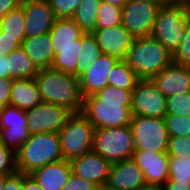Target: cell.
Masks as SVG:
<instances>
[{"label": "cell", "instance_id": "obj_1", "mask_svg": "<svg viewBox=\"0 0 190 190\" xmlns=\"http://www.w3.org/2000/svg\"><path fill=\"white\" fill-rule=\"evenodd\" d=\"M132 91L106 86L84 98L81 113L95 129L130 125Z\"/></svg>", "mask_w": 190, "mask_h": 190}, {"label": "cell", "instance_id": "obj_2", "mask_svg": "<svg viewBox=\"0 0 190 190\" xmlns=\"http://www.w3.org/2000/svg\"><path fill=\"white\" fill-rule=\"evenodd\" d=\"M34 79L42 102L62 106L71 113L82 112L84 97L79 76L50 67L39 70Z\"/></svg>", "mask_w": 190, "mask_h": 190}, {"label": "cell", "instance_id": "obj_3", "mask_svg": "<svg viewBox=\"0 0 190 190\" xmlns=\"http://www.w3.org/2000/svg\"><path fill=\"white\" fill-rule=\"evenodd\" d=\"M189 23L190 7L177 0H166L157 12L151 36L173 55Z\"/></svg>", "mask_w": 190, "mask_h": 190}, {"label": "cell", "instance_id": "obj_4", "mask_svg": "<svg viewBox=\"0 0 190 190\" xmlns=\"http://www.w3.org/2000/svg\"><path fill=\"white\" fill-rule=\"evenodd\" d=\"M63 159L57 132L33 134L16 152V168L17 172L30 174L35 169Z\"/></svg>", "mask_w": 190, "mask_h": 190}, {"label": "cell", "instance_id": "obj_5", "mask_svg": "<svg viewBox=\"0 0 190 190\" xmlns=\"http://www.w3.org/2000/svg\"><path fill=\"white\" fill-rule=\"evenodd\" d=\"M125 61L144 80L152 79L173 62L172 54L152 36L135 38Z\"/></svg>", "mask_w": 190, "mask_h": 190}, {"label": "cell", "instance_id": "obj_6", "mask_svg": "<svg viewBox=\"0 0 190 190\" xmlns=\"http://www.w3.org/2000/svg\"><path fill=\"white\" fill-rule=\"evenodd\" d=\"M95 127L80 112L72 113L58 132L61 152L65 160H71L91 152Z\"/></svg>", "mask_w": 190, "mask_h": 190}, {"label": "cell", "instance_id": "obj_7", "mask_svg": "<svg viewBox=\"0 0 190 190\" xmlns=\"http://www.w3.org/2000/svg\"><path fill=\"white\" fill-rule=\"evenodd\" d=\"M92 151L111 163L132 158L135 147L130 125L95 129Z\"/></svg>", "mask_w": 190, "mask_h": 190}, {"label": "cell", "instance_id": "obj_8", "mask_svg": "<svg viewBox=\"0 0 190 190\" xmlns=\"http://www.w3.org/2000/svg\"><path fill=\"white\" fill-rule=\"evenodd\" d=\"M130 127L135 150L168 151L169 134L164 118L132 115Z\"/></svg>", "mask_w": 190, "mask_h": 190}, {"label": "cell", "instance_id": "obj_9", "mask_svg": "<svg viewBox=\"0 0 190 190\" xmlns=\"http://www.w3.org/2000/svg\"><path fill=\"white\" fill-rule=\"evenodd\" d=\"M166 0H128L122 8V25L135 38L151 36L159 8Z\"/></svg>", "mask_w": 190, "mask_h": 190}, {"label": "cell", "instance_id": "obj_10", "mask_svg": "<svg viewBox=\"0 0 190 190\" xmlns=\"http://www.w3.org/2000/svg\"><path fill=\"white\" fill-rule=\"evenodd\" d=\"M26 111L6 105L0 109V143L15 153L30 137Z\"/></svg>", "mask_w": 190, "mask_h": 190}, {"label": "cell", "instance_id": "obj_11", "mask_svg": "<svg viewBox=\"0 0 190 190\" xmlns=\"http://www.w3.org/2000/svg\"><path fill=\"white\" fill-rule=\"evenodd\" d=\"M131 114L153 118H164L166 115V97L151 79H140L133 89Z\"/></svg>", "mask_w": 190, "mask_h": 190}, {"label": "cell", "instance_id": "obj_12", "mask_svg": "<svg viewBox=\"0 0 190 190\" xmlns=\"http://www.w3.org/2000/svg\"><path fill=\"white\" fill-rule=\"evenodd\" d=\"M72 113L54 103L41 102L26 111L27 127L30 135L59 132Z\"/></svg>", "mask_w": 190, "mask_h": 190}, {"label": "cell", "instance_id": "obj_13", "mask_svg": "<svg viewBox=\"0 0 190 190\" xmlns=\"http://www.w3.org/2000/svg\"><path fill=\"white\" fill-rule=\"evenodd\" d=\"M26 37L49 33L56 20L48 0H23Z\"/></svg>", "mask_w": 190, "mask_h": 190}, {"label": "cell", "instance_id": "obj_14", "mask_svg": "<svg viewBox=\"0 0 190 190\" xmlns=\"http://www.w3.org/2000/svg\"><path fill=\"white\" fill-rule=\"evenodd\" d=\"M92 34L96 37L103 54L125 60L135 37L122 25L96 28Z\"/></svg>", "mask_w": 190, "mask_h": 190}, {"label": "cell", "instance_id": "obj_15", "mask_svg": "<svg viewBox=\"0 0 190 190\" xmlns=\"http://www.w3.org/2000/svg\"><path fill=\"white\" fill-rule=\"evenodd\" d=\"M118 61L114 56L103 54L91 66L81 71L79 81L84 98L95 95L99 90L109 86V73Z\"/></svg>", "mask_w": 190, "mask_h": 190}, {"label": "cell", "instance_id": "obj_16", "mask_svg": "<svg viewBox=\"0 0 190 190\" xmlns=\"http://www.w3.org/2000/svg\"><path fill=\"white\" fill-rule=\"evenodd\" d=\"M72 173L103 188L112 163L91 151L70 160Z\"/></svg>", "mask_w": 190, "mask_h": 190}, {"label": "cell", "instance_id": "obj_17", "mask_svg": "<svg viewBox=\"0 0 190 190\" xmlns=\"http://www.w3.org/2000/svg\"><path fill=\"white\" fill-rule=\"evenodd\" d=\"M149 184L164 185L169 179V156L167 152L135 150L132 156Z\"/></svg>", "mask_w": 190, "mask_h": 190}, {"label": "cell", "instance_id": "obj_18", "mask_svg": "<svg viewBox=\"0 0 190 190\" xmlns=\"http://www.w3.org/2000/svg\"><path fill=\"white\" fill-rule=\"evenodd\" d=\"M145 184L143 172L130 158L112 163L103 188L106 190H139Z\"/></svg>", "mask_w": 190, "mask_h": 190}, {"label": "cell", "instance_id": "obj_19", "mask_svg": "<svg viewBox=\"0 0 190 190\" xmlns=\"http://www.w3.org/2000/svg\"><path fill=\"white\" fill-rule=\"evenodd\" d=\"M151 80L166 98L190 92V68L185 65L172 62Z\"/></svg>", "mask_w": 190, "mask_h": 190}, {"label": "cell", "instance_id": "obj_20", "mask_svg": "<svg viewBox=\"0 0 190 190\" xmlns=\"http://www.w3.org/2000/svg\"><path fill=\"white\" fill-rule=\"evenodd\" d=\"M71 174V163L65 159L46 164L30 173L43 190H62Z\"/></svg>", "mask_w": 190, "mask_h": 190}, {"label": "cell", "instance_id": "obj_21", "mask_svg": "<svg viewBox=\"0 0 190 190\" xmlns=\"http://www.w3.org/2000/svg\"><path fill=\"white\" fill-rule=\"evenodd\" d=\"M21 48L38 70L51 67L55 54L49 33L35 37H26L21 43Z\"/></svg>", "mask_w": 190, "mask_h": 190}, {"label": "cell", "instance_id": "obj_22", "mask_svg": "<svg viewBox=\"0 0 190 190\" xmlns=\"http://www.w3.org/2000/svg\"><path fill=\"white\" fill-rule=\"evenodd\" d=\"M42 102L34 78L13 79L10 105L27 111Z\"/></svg>", "mask_w": 190, "mask_h": 190}, {"label": "cell", "instance_id": "obj_23", "mask_svg": "<svg viewBox=\"0 0 190 190\" xmlns=\"http://www.w3.org/2000/svg\"><path fill=\"white\" fill-rule=\"evenodd\" d=\"M85 32L71 19H56L49 34L53 46L77 45L82 43V35Z\"/></svg>", "mask_w": 190, "mask_h": 190}, {"label": "cell", "instance_id": "obj_24", "mask_svg": "<svg viewBox=\"0 0 190 190\" xmlns=\"http://www.w3.org/2000/svg\"><path fill=\"white\" fill-rule=\"evenodd\" d=\"M81 46L82 43L53 46L55 56L51 68L78 76V61Z\"/></svg>", "mask_w": 190, "mask_h": 190}, {"label": "cell", "instance_id": "obj_25", "mask_svg": "<svg viewBox=\"0 0 190 190\" xmlns=\"http://www.w3.org/2000/svg\"><path fill=\"white\" fill-rule=\"evenodd\" d=\"M8 78L23 79L34 78L39 70L34 66L32 60L20 47L7 55Z\"/></svg>", "mask_w": 190, "mask_h": 190}, {"label": "cell", "instance_id": "obj_26", "mask_svg": "<svg viewBox=\"0 0 190 190\" xmlns=\"http://www.w3.org/2000/svg\"><path fill=\"white\" fill-rule=\"evenodd\" d=\"M101 0H82L72 20L85 32L92 33L96 29L98 9Z\"/></svg>", "mask_w": 190, "mask_h": 190}, {"label": "cell", "instance_id": "obj_27", "mask_svg": "<svg viewBox=\"0 0 190 190\" xmlns=\"http://www.w3.org/2000/svg\"><path fill=\"white\" fill-rule=\"evenodd\" d=\"M139 80L125 60H119L116 63L108 78L109 85L125 90H133Z\"/></svg>", "mask_w": 190, "mask_h": 190}, {"label": "cell", "instance_id": "obj_28", "mask_svg": "<svg viewBox=\"0 0 190 190\" xmlns=\"http://www.w3.org/2000/svg\"><path fill=\"white\" fill-rule=\"evenodd\" d=\"M24 23V8L21 5L17 9L9 11L0 20V29L3 31V35L17 36V40L22 43L26 38Z\"/></svg>", "mask_w": 190, "mask_h": 190}, {"label": "cell", "instance_id": "obj_29", "mask_svg": "<svg viewBox=\"0 0 190 190\" xmlns=\"http://www.w3.org/2000/svg\"><path fill=\"white\" fill-rule=\"evenodd\" d=\"M102 55L103 53L98 46L96 37L92 33H84L78 61V76L83 69L91 66Z\"/></svg>", "mask_w": 190, "mask_h": 190}, {"label": "cell", "instance_id": "obj_30", "mask_svg": "<svg viewBox=\"0 0 190 190\" xmlns=\"http://www.w3.org/2000/svg\"><path fill=\"white\" fill-rule=\"evenodd\" d=\"M122 24V8L101 2L98 9L96 28L118 26Z\"/></svg>", "mask_w": 190, "mask_h": 190}, {"label": "cell", "instance_id": "obj_31", "mask_svg": "<svg viewBox=\"0 0 190 190\" xmlns=\"http://www.w3.org/2000/svg\"><path fill=\"white\" fill-rule=\"evenodd\" d=\"M167 181L190 182V158L169 156V179Z\"/></svg>", "mask_w": 190, "mask_h": 190}, {"label": "cell", "instance_id": "obj_32", "mask_svg": "<svg viewBox=\"0 0 190 190\" xmlns=\"http://www.w3.org/2000/svg\"><path fill=\"white\" fill-rule=\"evenodd\" d=\"M166 129L169 136H188L190 135V115L178 116L166 114L164 116Z\"/></svg>", "mask_w": 190, "mask_h": 190}, {"label": "cell", "instance_id": "obj_33", "mask_svg": "<svg viewBox=\"0 0 190 190\" xmlns=\"http://www.w3.org/2000/svg\"><path fill=\"white\" fill-rule=\"evenodd\" d=\"M166 114L178 116L190 115V92L169 96L166 98Z\"/></svg>", "mask_w": 190, "mask_h": 190}, {"label": "cell", "instance_id": "obj_34", "mask_svg": "<svg viewBox=\"0 0 190 190\" xmlns=\"http://www.w3.org/2000/svg\"><path fill=\"white\" fill-rule=\"evenodd\" d=\"M168 156H177L181 158H190V135L169 136Z\"/></svg>", "mask_w": 190, "mask_h": 190}, {"label": "cell", "instance_id": "obj_35", "mask_svg": "<svg viewBox=\"0 0 190 190\" xmlns=\"http://www.w3.org/2000/svg\"><path fill=\"white\" fill-rule=\"evenodd\" d=\"M56 19L72 18L82 0H48Z\"/></svg>", "mask_w": 190, "mask_h": 190}, {"label": "cell", "instance_id": "obj_36", "mask_svg": "<svg viewBox=\"0 0 190 190\" xmlns=\"http://www.w3.org/2000/svg\"><path fill=\"white\" fill-rule=\"evenodd\" d=\"M15 172L16 153L0 143V175H11Z\"/></svg>", "mask_w": 190, "mask_h": 190}, {"label": "cell", "instance_id": "obj_37", "mask_svg": "<svg viewBox=\"0 0 190 190\" xmlns=\"http://www.w3.org/2000/svg\"><path fill=\"white\" fill-rule=\"evenodd\" d=\"M174 63L185 65L190 68V23L185 31V36L178 49L172 55Z\"/></svg>", "mask_w": 190, "mask_h": 190}, {"label": "cell", "instance_id": "obj_38", "mask_svg": "<svg viewBox=\"0 0 190 190\" xmlns=\"http://www.w3.org/2000/svg\"><path fill=\"white\" fill-rule=\"evenodd\" d=\"M62 190H100V188L96 184L72 173Z\"/></svg>", "mask_w": 190, "mask_h": 190}, {"label": "cell", "instance_id": "obj_39", "mask_svg": "<svg viewBox=\"0 0 190 190\" xmlns=\"http://www.w3.org/2000/svg\"><path fill=\"white\" fill-rule=\"evenodd\" d=\"M20 47L21 43L17 40V36L3 35V31L0 29V56H7Z\"/></svg>", "mask_w": 190, "mask_h": 190}, {"label": "cell", "instance_id": "obj_40", "mask_svg": "<svg viewBox=\"0 0 190 190\" xmlns=\"http://www.w3.org/2000/svg\"><path fill=\"white\" fill-rule=\"evenodd\" d=\"M13 85V79L0 78V109L10 105V93Z\"/></svg>", "mask_w": 190, "mask_h": 190}, {"label": "cell", "instance_id": "obj_41", "mask_svg": "<svg viewBox=\"0 0 190 190\" xmlns=\"http://www.w3.org/2000/svg\"><path fill=\"white\" fill-rule=\"evenodd\" d=\"M23 189V173L15 172L5 178L2 190H22Z\"/></svg>", "mask_w": 190, "mask_h": 190}, {"label": "cell", "instance_id": "obj_42", "mask_svg": "<svg viewBox=\"0 0 190 190\" xmlns=\"http://www.w3.org/2000/svg\"><path fill=\"white\" fill-rule=\"evenodd\" d=\"M23 0H0V20L12 10L21 6Z\"/></svg>", "mask_w": 190, "mask_h": 190}, {"label": "cell", "instance_id": "obj_43", "mask_svg": "<svg viewBox=\"0 0 190 190\" xmlns=\"http://www.w3.org/2000/svg\"><path fill=\"white\" fill-rule=\"evenodd\" d=\"M22 190H43L37 181L30 175L23 173V189Z\"/></svg>", "mask_w": 190, "mask_h": 190}, {"label": "cell", "instance_id": "obj_44", "mask_svg": "<svg viewBox=\"0 0 190 190\" xmlns=\"http://www.w3.org/2000/svg\"><path fill=\"white\" fill-rule=\"evenodd\" d=\"M164 190H190V182L166 181Z\"/></svg>", "mask_w": 190, "mask_h": 190}, {"label": "cell", "instance_id": "obj_45", "mask_svg": "<svg viewBox=\"0 0 190 190\" xmlns=\"http://www.w3.org/2000/svg\"><path fill=\"white\" fill-rule=\"evenodd\" d=\"M0 78H8L7 56H0Z\"/></svg>", "mask_w": 190, "mask_h": 190}, {"label": "cell", "instance_id": "obj_46", "mask_svg": "<svg viewBox=\"0 0 190 190\" xmlns=\"http://www.w3.org/2000/svg\"><path fill=\"white\" fill-rule=\"evenodd\" d=\"M139 190H164L163 185L146 183Z\"/></svg>", "mask_w": 190, "mask_h": 190}, {"label": "cell", "instance_id": "obj_47", "mask_svg": "<svg viewBox=\"0 0 190 190\" xmlns=\"http://www.w3.org/2000/svg\"><path fill=\"white\" fill-rule=\"evenodd\" d=\"M101 1L105 3H110L120 8H123L124 5L128 2V0H101Z\"/></svg>", "mask_w": 190, "mask_h": 190}, {"label": "cell", "instance_id": "obj_48", "mask_svg": "<svg viewBox=\"0 0 190 190\" xmlns=\"http://www.w3.org/2000/svg\"><path fill=\"white\" fill-rule=\"evenodd\" d=\"M9 175H0V190L3 189L4 183H5V178Z\"/></svg>", "mask_w": 190, "mask_h": 190}, {"label": "cell", "instance_id": "obj_49", "mask_svg": "<svg viewBox=\"0 0 190 190\" xmlns=\"http://www.w3.org/2000/svg\"><path fill=\"white\" fill-rule=\"evenodd\" d=\"M177 1L184 3L186 6L190 7V0H177Z\"/></svg>", "mask_w": 190, "mask_h": 190}]
</instances>
